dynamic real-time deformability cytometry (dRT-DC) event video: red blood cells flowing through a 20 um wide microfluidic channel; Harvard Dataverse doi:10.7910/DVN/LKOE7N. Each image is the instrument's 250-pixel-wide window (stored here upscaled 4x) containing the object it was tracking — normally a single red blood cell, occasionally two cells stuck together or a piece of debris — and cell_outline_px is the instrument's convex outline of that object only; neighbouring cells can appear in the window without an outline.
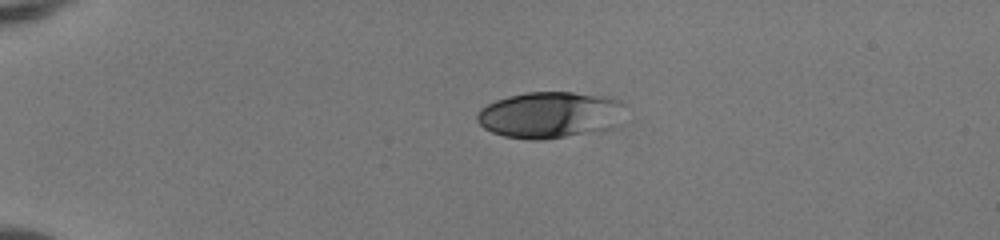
{"species": "human", "species_latin": "Homo sapiens", "temperature_condition": "room temperature", "stored_images_in_passage": 39, "camera_frame_rate_fps": 3000, "um_per_image_px": 0.085, "donor": {"sex": "female"}, "frame": {"image": 1, "passage_image": 1, "time_ms": 0.0, "image_size_px": [1000, 240], "cell_outline_px": [[624, 104], [580, 132], [564, 136], [540, 140], [532, 140], [504, 136], [492, 132], [484, 128], [476, 120], [476, 116], [480, 108], [496, 100], [508, 96], [528, 92], [572, 92], [608, 96], [620, 100]], "centroid_in_image_um": [46.32, 9.7], "position_along_channel_um": 38.7, "area_um2": 36.76}}
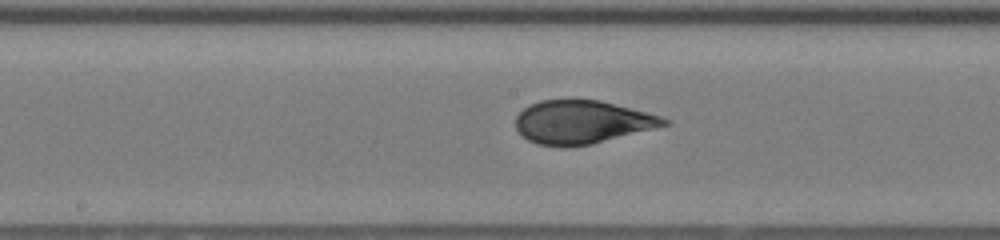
{"frame": {"image": 2, "passage_image": 17, "time_ms": 5.333, "image_size_px": [1000, 240], "cell_outline_px": [[672, 124], [592, 144], [564, 148], [560, 148], [536, 144], [528, 140], [516, 128], [516, 116], [524, 108], [540, 100], [600, 100], [660, 116], [672, 120]], "centroid_in_image_um": [49.49, 10.4], "position_along_channel_um": 198.7, "area_um2": 37.51}}
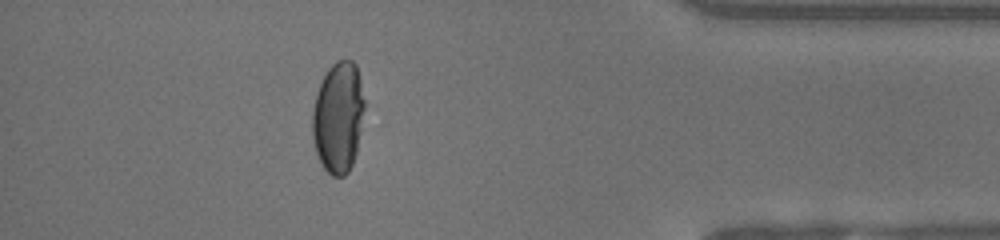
{"frame": {"image": 3, "passage_image": 34, "time_ms": 11.0, "image_size_px": [1000, 240], "cell_outline_px": [[364, 108], [360, 132], [356, 152], [352, 164], [348, 172], [344, 176], [332, 176], [324, 168], [316, 152], [312, 136], [312, 112], [316, 96], [320, 84], [328, 68], [336, 60], [352, 60], [356, 64], [360, 80], [364, 100]], "centroid_in_image_um": [28.74, 9.96], "position_along_channel_um": 406.5, "area_um2": 33.52}, "authors_computed_cell_mechanics": {"area_um2": 37.9746, "velocity_mm_per_s": 4.1875, "shape_relaxation_time_tau1_ms": 6.3299, "shape_relaxation_time_tau2_ms": 0.6407, "deformation_change_tau1": 0.2436, "deformation_change_tau2": 0.0536}}